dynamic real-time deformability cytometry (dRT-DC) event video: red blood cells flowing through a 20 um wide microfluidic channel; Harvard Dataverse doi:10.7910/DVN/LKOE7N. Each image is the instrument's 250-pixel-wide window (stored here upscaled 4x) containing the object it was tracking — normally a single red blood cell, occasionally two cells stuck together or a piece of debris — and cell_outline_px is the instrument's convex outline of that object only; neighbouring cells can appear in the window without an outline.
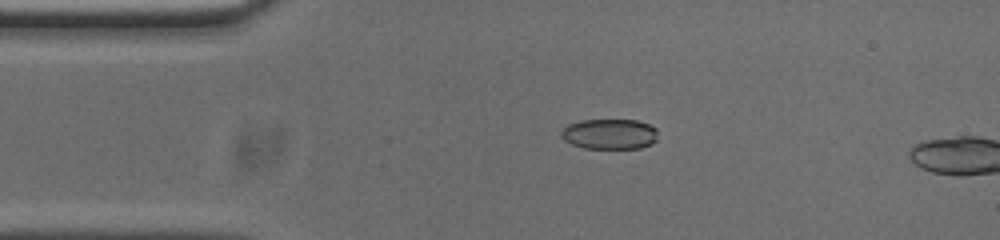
{"species": "common noctule bat (a hibernating species)", "species_latin": "Nyctalus noctula", "temperature_condition": "cold", "stored_images_in_passage": 12, "camera_frame_rate_fps": 3000, "um_per_image_px": 0.085, "animal": {"sex": "male", "body_mass_g": 20.0, "forearm_length_mm": 53.3}, "frame": {"image": 1, "passage_image": 10, "time_ms": 3.0, "image_size_px": [1000, 240], "cell_outline_px": [[656, 140], [652, 144], [640, 148], [584, 148], [572, 144], [564, 140], [560, 136], [560, 132], [568, 124], [580, 120], [636, 120], [648, 124], [656, 128]], "centroid_in_image_um": [51.8, 11.39], "position_along_channel_um": 33.2, "area_um2": 17.11}}